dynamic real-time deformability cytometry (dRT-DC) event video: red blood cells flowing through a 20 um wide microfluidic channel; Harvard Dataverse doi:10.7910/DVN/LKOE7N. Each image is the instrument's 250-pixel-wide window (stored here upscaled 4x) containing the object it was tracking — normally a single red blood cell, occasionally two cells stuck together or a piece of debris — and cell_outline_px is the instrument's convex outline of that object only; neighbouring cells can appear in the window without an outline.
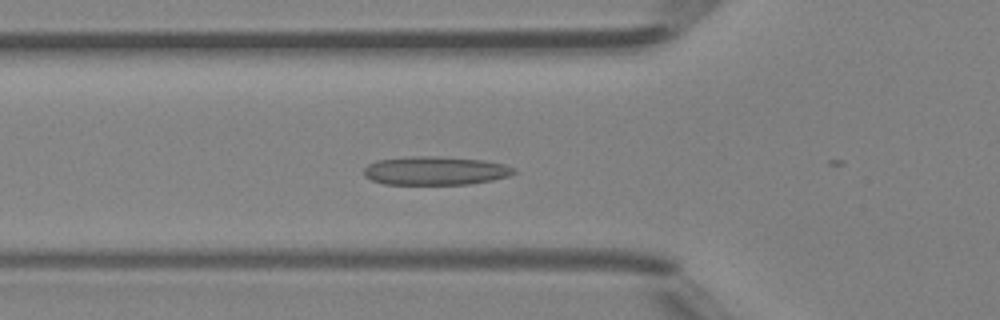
{"species": "Egyptian fruit bat (a non-hibernating species)", "species_latin": "Rousettus aegyptiacus", "temperature_condition": "room temperature", "stored_images_in_passage": 17, "camera_frame_rate_fps": 3000, "um_per_image_px": 0.085, "animal": {"sex": "female"}, "frame": {"image": 1, "passage_image": 2, "time_ms": 0.333, "image_size_px": [1000, 320], "cell_outline_px": [[516, 172], [508, 176], [492, 180], [468, 184], [384, 184], [372, 180], [364, 176], [364, 168], [368, 164], [376, 160], [412, 156], [436, 156], [484, 160], [504, 164], [512, 168]], "centroid_in_image_um": [36.97, 14.5], "position_along_channel_um": 88.8, "area_um2": 24.91}}
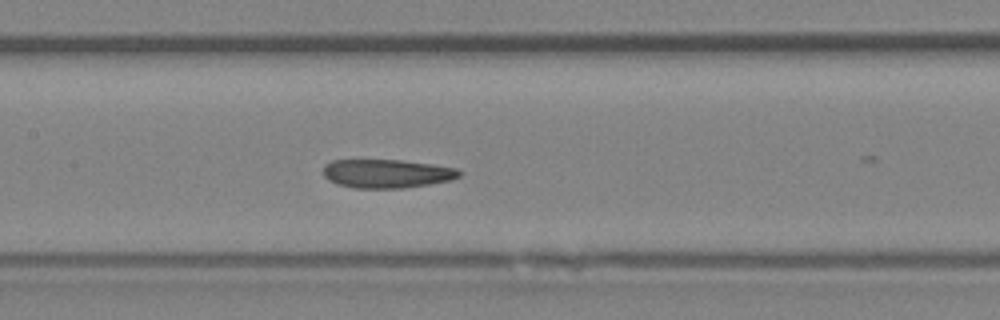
{"frame": {"image": 2, "passage_image": 8, "time_ms": 2.333, "image_size_px": [1000, 320], "cell_outline_px": [[460, 176], [452, 180], [404, 188], [352, 188], [336, 184], [328, 180], [324, 176], [324, 164], [332, 160], [400, 160], [432, 164], [456, 168], [460, 172]], "centroid_in_image_um": [32.85, 14.76], "position_along_channel_um": 174.6, "area_um2": 22.77}}
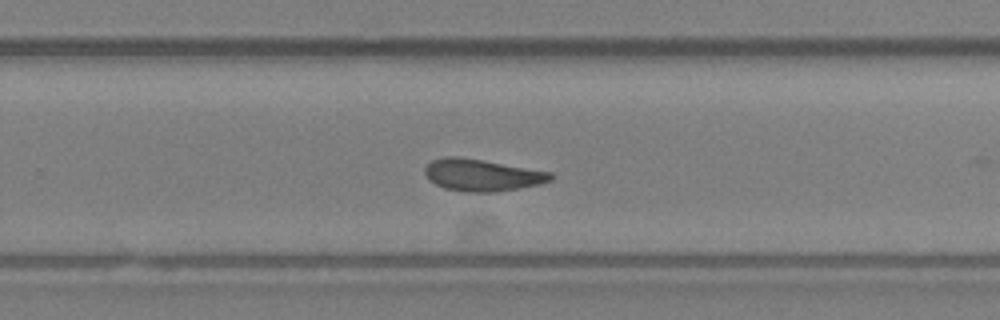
{"frame": {"image": 3, "passage_image": 16, "time_ms": 5.0, "image_size_px": [1000, 320], "cell_outline_px": [[552, 180], [540, 184], [520, 188], [496, 192], [464, 192], [444, 188], [428, 180], [424, 172], [424, 168], [432, 160], [444, 156], [456, 156], [552, 172]], "centroid_in_image_um": [40.94, 14.89], "position_along_channel_um": 288.9, "area_um2": 23.35}}